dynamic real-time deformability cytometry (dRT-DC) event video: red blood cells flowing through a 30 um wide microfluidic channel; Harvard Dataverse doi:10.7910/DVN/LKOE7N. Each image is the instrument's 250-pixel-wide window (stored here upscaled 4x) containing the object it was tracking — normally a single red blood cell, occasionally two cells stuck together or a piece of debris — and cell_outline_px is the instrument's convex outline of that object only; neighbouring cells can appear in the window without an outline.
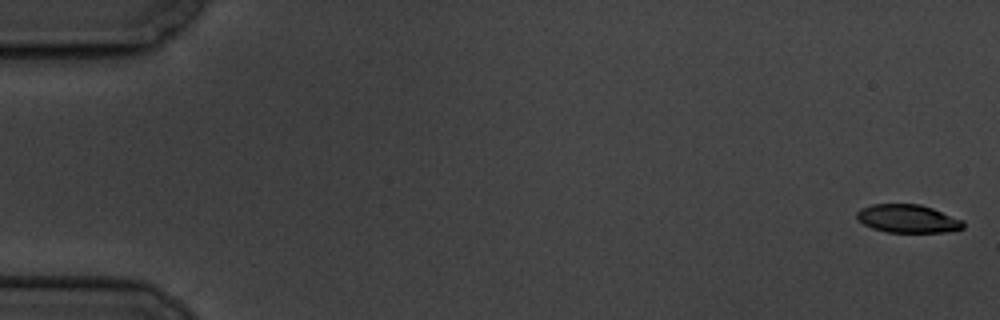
{"species": "common noctule bat (a hibernating species)", "species_latin": "Nyctalus noctula", "temperature_condition": "cold", "stored_images_in_passage": 6, "camera_frame_rate_fps": 3000, "um_per_image_px": 0.085, "animal": {"sex": "male", "body_mass_g": 19.5, "forearm_length_mm": 54.6}, "frame": {"image": 1, "passage_image": 1, "time_ms": 0.0, "image_size_px": [1000, 320], "cell_outline_px": [[964, 228], [944, 232], [888, 232], [872, 228], [864, 224], [856, 216], [856, 212], [860, 208], [872, 204], [920, 204], [932, 208], [964, 220]], "centroid_in_image_um": [77.17, 18.58], "position_along_channel_um": 7.8, "area_um2": 17.46}}
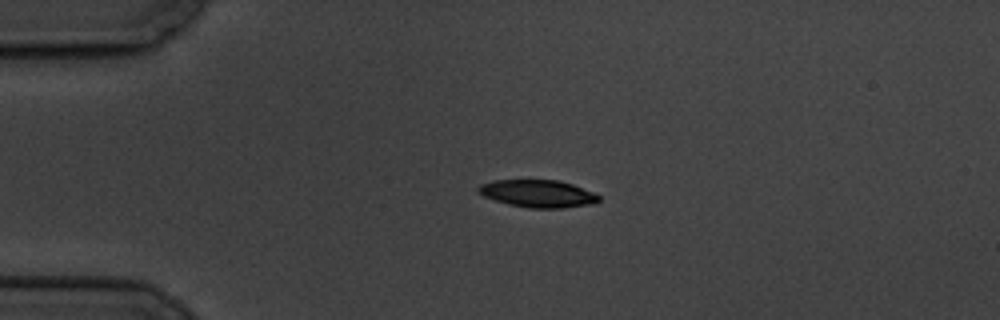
{"frame": {"image": 2, "passage_image": 5, "time_ms": 4.333, "image_size_px": [1000, 320], "cell_outline_px": [[600, 200], [596, 204], [564, 208], [528, 208], [508, 204], [484, 196], [476, 192], [476, 188], [480, 184], [492, 180], [560, 180], [572, 184], [592, 192], [600, 196]], "centroid_in_image_um": [45.72, 16.46], "position_along_channel_um": 39.3, "area_um2": 19.48}}